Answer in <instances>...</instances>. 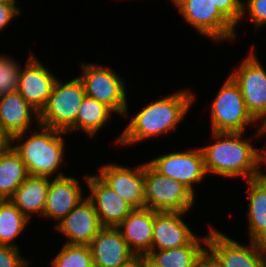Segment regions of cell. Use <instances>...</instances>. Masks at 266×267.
I'll use <instances>...</instances> for the list:
<instances>
[{
	"mask_svg": "<svg viewBox=\"0 0 266 267\" xmlns=\"http://www.w3.org/2000/svg\"><path fill=\"white\" fill-rule=\"evenodd\" d=\"M193 94L186 88L150 102L130 119L129 124L117 138L116 144L131 146L149 138L161 137L172 130L175 131L194 104L196 97Z\"/></svg>",
	"mask_w": 266,
	"mask_h": 267,
	"instance_id": "6da1fadb",
	"label": "cell"
},
{
	"mask_svg": "<svg viewBox=\"0 0 266 267\" xmlns=\"http://www.w3.org/2000/svg\"><path fill=\"white\" fill-rule=\"evenodd\" d=\"M214 142L200 147L206 173L223 178L242 177L245 181L260 177L257 149L244 133L211 132ZM216 140V141H215Z\"/></svg>",
	"mask_w": 266,
	"mask_h": 267,
	"instance_id": "7a4b0ae2",
	"label": "cell"
},
{
	"mask_svg": "<svg viewBox=\"0 0 266 267\" xmlns=\"http://www.w3.org/2000/svg\"><path fill=\"white\" fill-rule=\"evenodd\" d=\"M36 126L38 129L35 128L30 137L26 134L28 132L14 135L11 145L20 155L30 176L54 178L53 175L61 169L64 161L65 139L62 135L67 132L47 128L39 123Z\"/></svg>",
	"mask_w": 266,
	"mask_h": 267,
	"instance_id": "3957f363",
	"label": "cell"
},
{
	"mask_svg": "<svg viewBox=\"0 0 266 267\" xmlns=\"http://www.w3.org/2000/svg\"><path fill=\"white\" fill-rule=\"evenodd\" d=\"M145 207L157 212H189L195 194L178 180L168 178L144 163Z\"/></svg>",
	"mask_w": 266,
	"mask_h": 267,
	"instance_id": "277c9868",
	"label": "cell"
},
{
	"mask_svg": "<svg viewBox=\"0 0 266 267\" xmlns=\"http://www.w3.org/2000/svg\"><path fill=\"white\" fill-rule=\"evenodd\" d=\"M211 132L245 133L256 120L248 112L241 90L230 75L217 92L210 107Z\"/></svg>",
	"mask_w": 266,
	"mask_h": 267,
	"instance_id": "5b68a950",
	"label": "cell"
},
{
	"mask_svg": "<svg viewBox=\"0 0 266 267\" xmlns=\"http://www.w3.org/2000/svg\"><path fill=\"white\" fill-rule=\"evenodd\" d=\"M59 80L57 78L45 107L39 113V124L66 132L76 122L86 94L79 77L66 83Z\"/></svg>",
	"mask_w": 266,
	"mask_h": 267,
	"instance_id": "8992f818",
	"label": "cell"
},
{
	"mask_svg": "<svg viewBox=\"0 0 266 267\" xmlns=\"http://www.w3.org/2000/svg\"><path fill=\"white\" fill-rule=\"evenodd\" d=\"M80 64L83 72L79 78L86 96L107 105L115 114L128 117V93L124 79L109 67L84 62Z\"/></svg>",
	"mask_w": 266,
	"mask_h": 267,
	"instance_id": "52a82bcc",
	"label": "cell"
},
{
	"mask_svg": "<svg viewBox=\"0 0 266 267\" xmlns=\"http://www.w3.org/2000/svg\"><path fill=\"white\" fill-rule=\"evenodd\" d=\"M184 21L211 40L236 39V27L219 11L212 0H175Z\"/></svg>",
	"mask_w": 266,
	"mask_h": 267,
	"instance_id": "ba28073f",
	"label": "cell"
},
{
	"mask_svg": "<svg viewBox=\"0 0 266 267\" xmlns=\"http://www.w3.org/2000/svg\"><path fill=\"white\" fill-rule=\"evenodd\" d=\"M207 253L219 267H265V245L250 241L244 245L210 226Z\"/></svg>",
	"mask_w": 266,
	"mask_h": 267,
	"instance_id": "9c48e42d",
	"label": "cell"
},
{
	"mask_svg": "<svg viewBox=\"0 0 266 267\" xmlns=\"http://www.w3.org/2000/svg\"><path fill=\"white\" fill-rule=\"evenodd\" d=\"M252 45L240 66L230 73L241 90L246 108L255 120L266 117V70Z\"/></svg>",
	"mask_w": 266,
	"mask_h": 267,
	"instance_id": "30bf717a",
	"label": "cell"
},
{
	"mask_svg": "<svg viewBox=\"0 0 266 267\" xmlns=\"http://www.w3.org/2000/svg\"><path fill=\"white\" fill-rule=\"evenodd\" d=\"M192 149L168 152L147 163L159 174L178 180L195 194L194 185L200 184L207 173L201 148Z\"/></svg>",
	"mask_w": 266,
	"mask_h": 267,
	"instance_id": "8fae6325",
	"label": "cell"
},
{
	"mask_svg": "<svg viewBox=\"0 0 266 267\" xmlns=\"http://www.w3.org/2000/svg\"><path fill=\"white\" fill-rule=\"evenodd\" d=\"M189 212L154 211L153 240L151 250H168L187 244H207V236L200 238L183 221Z\"/></svg>",
	"mask_w": 266,
	"mask_h": 267,
	"instance_id": "7c38bea8",
	"label": "cell"
},
{
	"mask_svg": "<svg viewBox=\"0 0 266 267\" xmlns=\"http://www.w3.org/2000/svg\"><path fill=\"white\" fill-rule=\"evenodd\" d=\"M96 174L134 209L145 208L144 164L131 169L117 163L102 164Z\"/></svg>",
	"mask_w": 266,
	"mask_h": 267,
	"instance_id": "4fadbf2b",
	"label": "cell"
},
{
	"mask_svg": "<svg viewBox=\"0 0 266 267\" xmlns=\"http://www.w3.org/2000/svg\"><path fill=\"white\" fill-rule=\"evenodd\" d=\"M20 71L17 91L39 113L45 107L58 77L42 64L33 53L29 54Z\"/></svg>",
	"mask_w": 266,
	"mask_h": 267,
	"instance_id": "5bb4252c",
	"label": "cell"
},
{
	"mask_svg": "<svg viewBox=\"0 0 266 267\" xmlns=\"http://www.w3.org/2000/svg\"><path fill=\"white\" fill-rule=\"evenodd\" d=\"M84 177L90 190L87 198L93 203L101 225L117 227L134 208L97 175L86 174Z\"/></svg>",
	"mask_w": 266,
	"mask_h": 267,
	"instance_id": "9a60e30c",
	"label": "cell"
},
{
	"mask_svg": "<svg viewBox=\"0 0 266 267\" xmlns=\"http://www.w3.org/2000/svg\"><path fill=\"white\" fill-rule=\"evenodd\" d=\"M102 228L87 196L55 226L58 233L66 236L65 244L69 245H89Z\"/></svg>",
	"mask_w": 266,
	"mask_h": 267,
	"instance_id": "2e32d148",
	"label": "cell"
},
{
	"mask_svg": "<svg viewBox=\"0 0 266 267\" xmlns=\"http://www.w3.org/2000/svg\"><path fill=\"white\" fill-rule=\"evenodd\" d=\"M82 189L76 178L62 172L56 174L53 180L50 178L43 217L58 220V224L86 198Z\"/></svg>",
	"mask_w": 266,
	"mask_h": 267,
	"instance_id": "e0dca14e",
	"label": "cell"
},
{
	"mask_svg": "<svg viewBox=\"0 0 266 267\" xmlns=\"http://www.w3.org/2000/svg\"><path fill=\"white\" fill-rule=\"evenodd\" d=\"M89 247L94 267H120L136 255L116 227H103Z\"/></svg>",
	"mask_w": 266,
	"mask_h": 267,
	"instance_id": "ac0fdd59",
	"label": "cell"
},
{
	"mask_svg": "<svg viewBox=\"0 0 266 267\" xmlns=\"http://www.w3.org/2000/svg\"><path fill=\"white\" fill-rule=\"evenodd\" d=\"M154 210L150 208L133 209L116 227L136 255H147L153 240Z\"/></svg>",
	"mask_w": 266,
	"mask_h": 267,
	"instance_id": "d6986e66",
	"label": "cell"
},
{
	"mask_svg": "<svg viewBox=\"0 0 266 267\" xmlns=\"http://www.w3.org/2000/svg\"><path fill=\"white\" fill-rule=\"evenodd\" d=\"M32 119L39 123V112L17 90L0 96V123L11 137L28 132Z\"/></svg>",
	"mask_w": 266,
	"mask_h": 267,
	"instance_id": "ffe728a7",
	"label": "cell"
},
{
	"mask_svg": "<svg viewBox=\"0 0 266 267\" xmlns=\"http://www.w3.org/2000/svg\"><path fill=\"white\" fill-rule=\"evenodd\" d=\"M249 207L247 211L250 241L266 245V176L246 180Z\"/></svg>",
	"mask_w": 266,
	"mask_h": 267,
	"instance_id": "44dd1931",
	"label": "cell"
},
{
	"mask_svg": "<svg viewBox=\"0 0 266 267\" xmlns=\"http://www.w3.org/2000/svg\"><path fill=\"white\" fill-rule=\"evenodd\" d=\"M49 177L28 176L10 201L30 220L34 214L44 216Z\"/></svg>",
	"mask_w": 266,
	"mask_h": 267,
	"instance_id": "7402d4cb",
	"label": "cell"
},
{
	"mask_svg": "<svg viewBox=\"0 0 266 267\" xmlns=\"http://www.w3.org/2000/svg\"><path fill=\"white\" fill-rule=\"evenodd\" d=\"M113 113L115 112L107 105L85 96L78 110L76 122L66 132L69 134L81 129L89 137L96 136L109 122Z\"/></svg>",
	"mask_w": 266,
	"mask_h": 267,
	"instance_id": "603a6c76",
	"label": "cell"
},
{
	"mask_svg": "<svg viewBox=\"0 0 266 267\" xmlns=\"http://www.w3.org/2000/svg\"><path fill=\"white\" fill-rule=\"evenodd\" d=\"M28 176L26 166L12 146L0 152V193L5 199H10Z\"/></svg>",
	"mask_w": 266,
	"mask_h": 267,
	"instance_id": "cb8c5ba5",
	"label": "cell"
},
{
	"mask_svg": "<svg viewBox=\"0 0 266 267\" xmlns=\"http://www.w3.org/2000/svg\"><path fill=\"white\" fill-rule=\"evenodd\" d=\"M207 244H187L168 250H151L147 255L160 267H197Z\"/></svg>",
	"mask_w": 266,
	"mask_h": 267,
	"instance_id": "d4e9b609",
	"label": "cell"
},
{
	"mask_svg": "<svg viewBox=\"0 0 266 267\" xmlns=\"http://www.w3.org/2000/svg\"><path fill=\"white\" fill-rule=\"evenodd\" d=\"M29 220L11 201L0 204V245L19 248L14 240L25 230Z\"/></svg>",
	"mask_w": 266,
	"mask_h": 267,
	"instance_id": "484cf974",
	"label": "cell"
},
{
	"mask_svg": "<svg viewBox=\"0 0 266 267\" xmlns=\"http://www.w3.org/2000/svg\"><path fill=\"white\" fill-rule=\"evenodd\" d=\"M50 264L51 267H94L89 245L64 244Z\"/></svg>",
	"mask_w": 266,
	"mask_h": 267,
	"instance_id": "4316f807",
	"label": "cell"
},
{
	"mask_svg": "<svg viewBox=\"0 0 266 267\" xmlns=\"http://www.w3.org/2000/svg\"><path fill=\"white\" fill-rule=\"evenodd\" d=\"M21 64L8 55L0 54V96L17 90Z\"/></svg>",
	"mask_w": 266,
	"mask_h": 267,
	"instance_id": "83f0119b",
	"label": "cell"
},
{
	"mask_svg": "<svg viewBox=\"0 0 266 267\" xmlns=\"http://www.w3.org/2000/svg\"><path fill=\"white\" fill-rule=\"evenodd\" d=\"M245 13L255 26L254 29L263 27L266 25V0H244L241 19L245 18Z\"/></svg>",
	"mask_w": 266,
	"mask_h": 267,
	"instance_id": "f1b7e54d",
	"label": "cell"
},
{
	"mask_svg": "<svg viewBox=\"0 0 266 267\" xmlns=\"http://www.w3.org/2000/svg\"><path fill=\"white\" fill-rule=\"evenodd\" d=\"M219 11L236 27L240 22L243 11L241 0H212Z\"/></svg>",
	"mask_w": 266,
	"mask_h": 267,
	"instance_id": "f546056e",
	"label": "cell"
},
{
	"mask_svg": "<svg viewBox=\"0 0 266 267\" xmlns=\"http://www.w3.org/2000/svg\"><path fill=\"white\" fill-rule=\"evenodd\" d=\"M19 248L0 245V267H27L28 260L21 256Z\"/></svg>",
	"mask_w": 266,
	"mask_h": 267,
	"instance_id": "4dcf8cb0",
	"label": "cell"
},
{
	"mask_svg": "<svg viewBox=\"0 0 266 267\" xmlns=\"http://www.w3.org/2000/svg\"><path fill=\"white\" fill-rule=\"evenodd\" d=\"M17 3H0V32L21 15V9Z\"/></svg>",
	"mask_w": 266,
	"mask_h": 267,
	"instance_id": "1f68e13d",
	"label": "cell"
},
{
	"mask_svg": "<svg viewBox=\"0 0 266 267\" xmlns=\"http://www.w3.org/2000/svg\"><path fill=\"white\" fill-rule=\"evenodd\" d=\"M261 122V123H260ZM261 124L259 126V128L257 129L258 131L257 134H255V137L257 139H260L261 136H263L264 134L266 135V118H262L259 120H256V124ZM257 157H258V171H259V175L260 176H266V173L262 172L263 170H261V165H265L266 164V147L264 150H260L257 149Z\"/></svg>",
	"mask_w": 266,
	"mask_h": 267,
	"instance_id": "d6a6232c",
	"label": "cell"
},
{
	"mask_svg": "<svg viewBox=\"0 0 266 267\" xmlns=\"http://www.w3.org/2000/svg\"><path fill=\"white\" fill-rule=\"evenodd\" d=\"M12 137L3 129L0 123V152L8 150L12 145Z\"/></svg>",
	"mask_w": 266,
	"mask_h": 267,
	"instance_id": "836d02e7",
	"label": "cell"
},
{
	"mask_svg": "<svg viewBox=\"0 0 266 267\" xmlns=\"http://www.w3.org/2000/svg\"><path fill=\"white\" fill-rule=\"evenodd\" d=\"M197 267H219L215 260L206 252V254L200 259Z\"/></svg>",
	"mask_w": 266,
	"mask_h": 267,
	"instance_id": "e575fe53",
	"label": "cell"
},
{
	"mask_svg": "<svg viewBox=\"0 0 266 267\" xmlns=\"http://www.w3.org/2000/svg\"><path fill=\"white\" fill-rule=\"evenodd\" d=\"M120 267H142V255H135Z\"/></svg>",
	"mask_w": 266,
	"mask_h": 267,
	"instance_id": "d590c367",
	"label": "cell"
},
{
	"mask_svg": "<svg viewBox=\"0 0 266 267\" xmlns=\"http://www.w3.org/2000/svg\"><path fill=\"white\" fill-rule=\"evenodd\" d=\"M142 267H160L148 255H142Z\"/></svg>",
	"mask_w": 266,
	"mask_h": 267,
	"instance_id": "8d00e7d4",
	"label": "cell"
},
{
	"mask_svg": "<svg viewBox=\"0 0 266 267\" xmlns=\"http://www.w3.org/2000/svg\"><path fill=\"white\" fill-rule=\"evenodd\" d=\"M17 0H0V3H18Z\"/></svg>",
	"mask_w": 266,
	"mask_h": 267,
	"instance_id": "74e56055",
	"label": "cell"
},
{
	"mask_svg": "<svg viewBox=\"0 0 266 267\" xmlns=\"http://www.w3.org/2000/svg\"><path fill=\"white\" fill-rule=\"evenodd\" d=\"M6 199L4 196L0 193V204H2Z\"/></svg>",
	"mask_w": 266,
	"mask_h": 267,
	"instance_id": "f35d334b",
	"label": "cell"
},
{
	"mask_svg": "<svg viewBox=\"0 0 266 267\" xmlns=\"http://www.w3.org/2000/svg\"><path fill=\"white\" fill-rule=\"evenodd\" d=\"M265 267H266V245H265Z\"/></svg>",
	"mask_w": 266,
	"mask_h": 267,
	"instance_id": "ab89813d",
	"label": "cell"
}]
</instances>
